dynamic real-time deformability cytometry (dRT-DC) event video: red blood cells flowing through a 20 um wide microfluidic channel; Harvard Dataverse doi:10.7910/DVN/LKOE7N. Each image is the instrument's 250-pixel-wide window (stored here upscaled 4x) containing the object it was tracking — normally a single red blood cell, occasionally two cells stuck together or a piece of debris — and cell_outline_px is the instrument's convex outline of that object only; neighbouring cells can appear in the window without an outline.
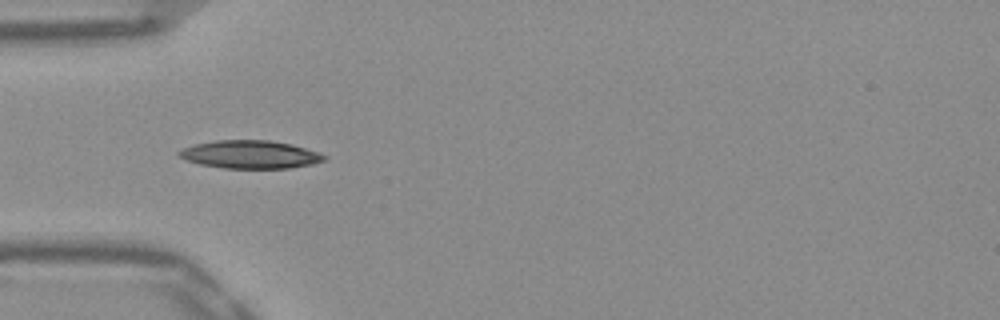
{"species": "Egyptian fruit bat (a non-hibernating species)", "species_latin": "Rousettus aegyptiacus", "temperature_condition": "warm", "stored_images_in_passage": 15, "camera_frame_rate_fps": 3000, "um_per_image_px": 0.085, "frame": {"image": 1, "passage_image": 3, "time_ms": 0.667, "image_size_px": [1000, 320], "cell_outline_px": [[328, 156], [324, 160], [312, 164], [288, 168], [224, 168], [200, 164], [184, 160], [176, 152], [184, 148], [196, 144], [216, 140], [268, 140], [292, 144], [320, 152]], "centroid_in_image_um": [21.28, 13.13], "position_along_channel_um": 63.7, "area_um2": 23.7}}
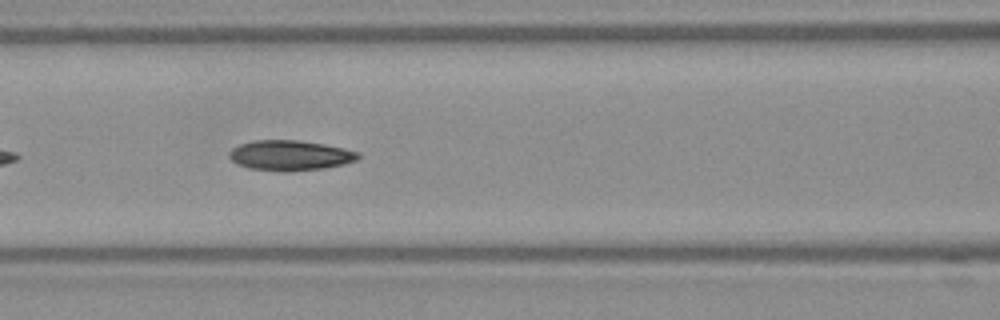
{"frame": {"image": 2, "passage_image": 9, "time_ms": 2.667, "image_size_px": [1000, 320], "cell_outline_px": [[360, 156], [356, 160], [344, 164], [324, 168], [288, 172], [280, 172], [248, 168], [236, 164], [228, 156], [228, 152], [232, 148], [240, 144], [252, 140], [300, 140], [324, 144], [344, 148], [360, 152]], "centroid_in_image_um": [24.63, 13.21], "position_along_channel_um": 142.0, "area_um2": 23.0}}
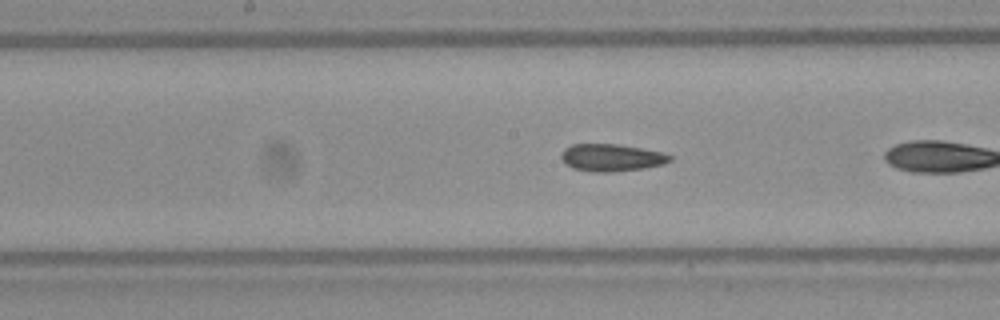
{"frame": {"image": 3, "passage_image": 11, "time_ms": 3.333, "image_size_px": [1000, 320], "cell_outline_px": [[672, 160], [664, 164], [644, 168], [612, 172], [592, 172], [572, 168], [560, 156], [564, 148], [572, 144], [616, 144], [640, 148], [660, 152], [672, 156]], "centroid_in_image_um": [51.97, 13.4], "position_along_channel_um": 196.2, "area_um2": 17.17}}